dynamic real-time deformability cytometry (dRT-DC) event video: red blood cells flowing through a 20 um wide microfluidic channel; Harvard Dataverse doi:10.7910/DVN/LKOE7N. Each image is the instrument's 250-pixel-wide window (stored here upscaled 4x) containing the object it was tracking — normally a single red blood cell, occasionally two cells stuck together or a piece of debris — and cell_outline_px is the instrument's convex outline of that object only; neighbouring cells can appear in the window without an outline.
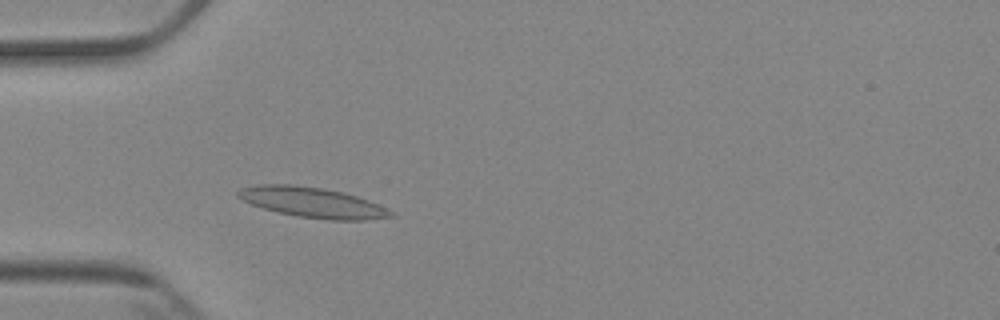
{"species": "Egyptian fruit bat (a non-hibernating species)", "species_latin": "Rousettus aegyptiacus", "temperature_condition": "cold", "stored_images_in_passage": 4, "camera_frame_rate_fps": 3000, "um_per_image_px": 0.085, "animal": {"sex": "female"}, "frame": {"image": 1, "passage_image": 4, "time_ms": 3.667, "image_size_px": [1000, 320], "cell_outline_px": [[396, 216], [364, 220], [332, 220], [300, 216], [280, 212], [264, 208], [252, 204], [236, 196], [236, 192], [240, 188], [260, 184], [292, 184], [324, 188], [344, 192], [368, 200], [392, 212]], "centroid_in_image_um": [26.54, 17.19], "position_along_channel_um": 58.5, "area_um2": 26.59}}